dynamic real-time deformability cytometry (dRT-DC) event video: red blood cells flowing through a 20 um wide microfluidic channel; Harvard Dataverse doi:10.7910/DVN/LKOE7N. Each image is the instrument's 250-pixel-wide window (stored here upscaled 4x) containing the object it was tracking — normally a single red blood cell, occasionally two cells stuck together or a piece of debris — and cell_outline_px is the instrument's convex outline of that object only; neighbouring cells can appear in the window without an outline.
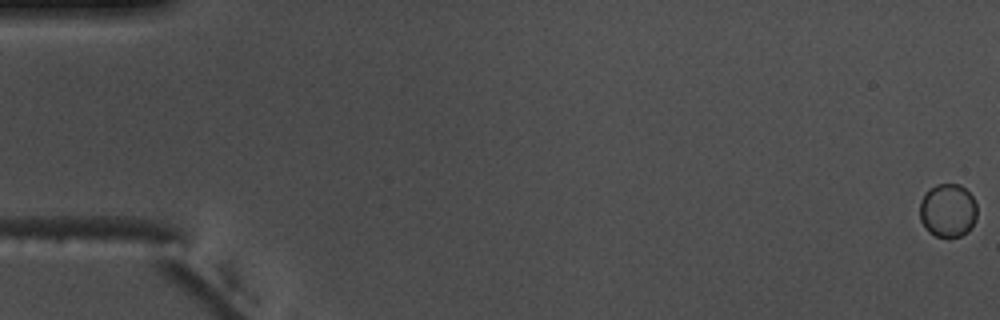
{"species": "common noctule bat (a hibernating species)", "species_latin": "Nyctalus noctula", "temperature_condition": "warm", "stored_images_in_passage": 6, "camera_frame_rate_fps": 3000, "um_per_image_px": 0.085, "animal": {"sex": "male", "body_mass_g": 17.5, "forearm_length_mm": 52.3}, "frame": {"image": 1, "passage_image": 1, "time_ms": 0.0, "image_size_px": [1000, 320], "cell_outline_px": [[976, 220], [968, 232], [960, 236], [936, 236], [928, 232], [920, 220], [920, 200], [936, 184], [960, 184], [972, 196], [976, 204]], "centroid_in_image_um": [80.57, 17.9], "position_along_channel_um": 4.4, "area_um2": 17.74}}